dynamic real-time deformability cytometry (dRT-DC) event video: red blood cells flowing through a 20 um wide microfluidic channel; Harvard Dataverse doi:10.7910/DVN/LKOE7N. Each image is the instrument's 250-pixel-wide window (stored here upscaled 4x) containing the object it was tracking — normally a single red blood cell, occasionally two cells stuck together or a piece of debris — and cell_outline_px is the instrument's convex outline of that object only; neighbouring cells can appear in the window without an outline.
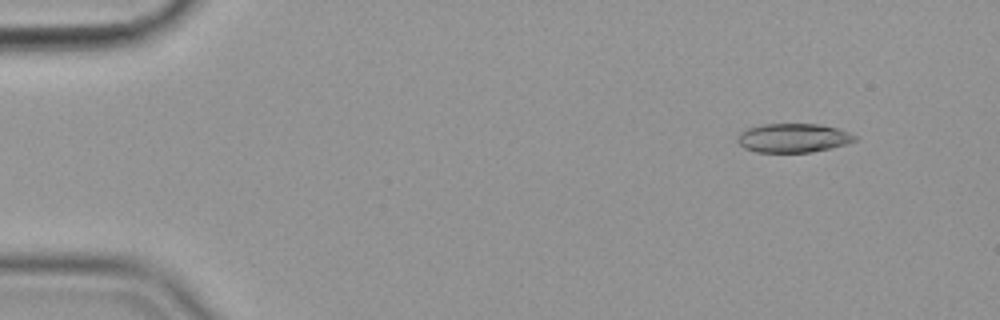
{"species": "common noctule bat (a hibernating species)", "species_latin": "Nyctalus noctula", "temperature_condition": "cold", "stored_images_in_passage": 56, "camera_frame_rate_fps": 3000, "um_per_image_px": 0.085, "animal": {"sex": "female", "body_mass_g": 19.9}, "frame": {"image": 1, "passage_image": 6, "time_ms": 1.667, "image_size_px": [1000, 320], "cell_outline_px": [[856, 140], [832, 148], [812, 152], [756, 152], [744, 148], [736, 140], [740, 132], [744, 128], [764, 124], [820, 124], [836, 128], [848, 132], [856, 136]], "centroid_in_image_um": [67.38, 11.72], "position_along_channel_um": 17.6, "area_um2": 19.83}}
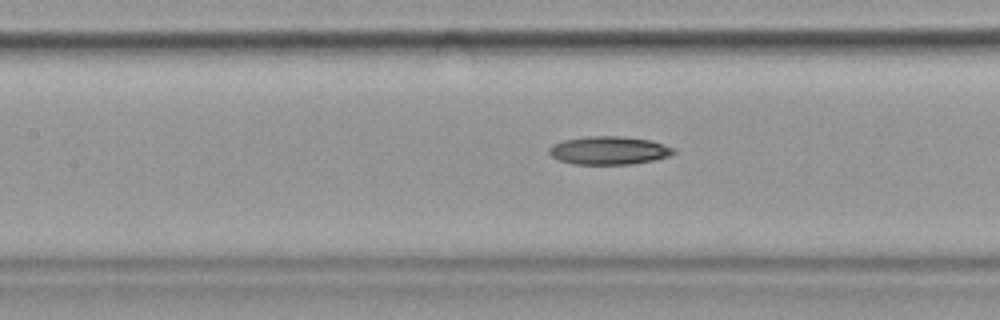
{"frame": {"image": 2, "passage_image": 26, "time_ms": 8.333, "image_size_px": [1000, 320], "cell_outline_px": [[676, 152], [668, 156], [656, 160], [632, 164], [572, 164], [560, 160], [552, 156], [548, 152], [548, 148], [552, 144], [564, 140], [588, 136], [620, 136], [652, 140], [676, 148]], "centroid_in_image_um": [51.79, 12.78], "position_along_channel_um": 155.6, "area_um2": 20.63}}
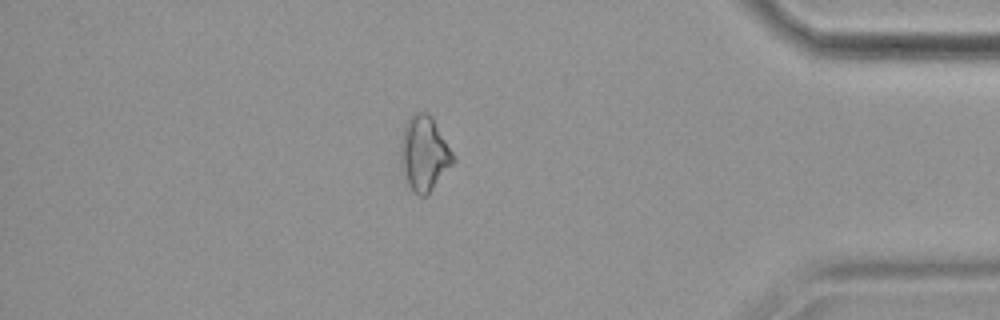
{"frame": {"image": 3, "passage_image": 49, "time_ms": 16.0, "image_size_px": [1000, 320], "cell_outline_px": [[456, 160], [432, 188], [424, 196], [420, 196], [412, 192], [404, 176], [400, 164], [400, 144], [404, 124], [412, 112], [428, 112], [432, 116], [456, 156]], "centroid_in_image_um": [36.04, 13.0], "position_along_channel_um": 399.2, "area_um2": 23.18}}